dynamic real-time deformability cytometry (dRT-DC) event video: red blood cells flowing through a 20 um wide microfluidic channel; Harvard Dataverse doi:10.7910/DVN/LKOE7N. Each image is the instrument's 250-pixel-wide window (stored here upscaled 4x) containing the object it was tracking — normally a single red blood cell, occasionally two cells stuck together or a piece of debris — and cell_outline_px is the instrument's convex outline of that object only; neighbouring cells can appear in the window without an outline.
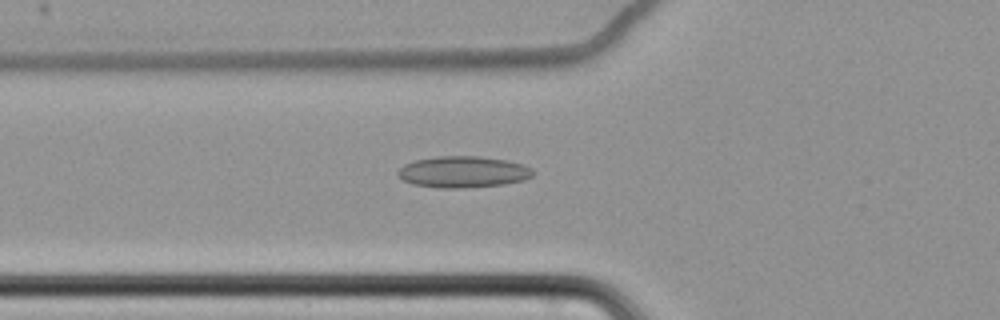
{"species": "common noctule bat (a hibernating species)", "species_latin": "Nyctalus noctula", "temperature_condition": "cold", "stored_images_in_passage": 58, "camera_frame_rate_fps": 3000, "um_per_image_px": 0.085, "animal": {"sex": "female", "body_mass_g": 22.7, "forearm_length_mm": 54.2}, "frame": {"image": 1, "passage_image": 21, "time_ms": 6.667, "image_size_px": [1000, 320], "cell_outline_px": [[536, 172], [532, 176], [524, 180], [504, 184], [464, 188], [440, 188], [412, 184], [396, 176], [396, 172], [404, 164], [416, 160], [436, 156], [480, 156], [508, 160], [532, 168]], "centroid_in_image_um": [39.36, 14.61], "position_along_channel_um": 86.4, "area_um2": 24.91}}
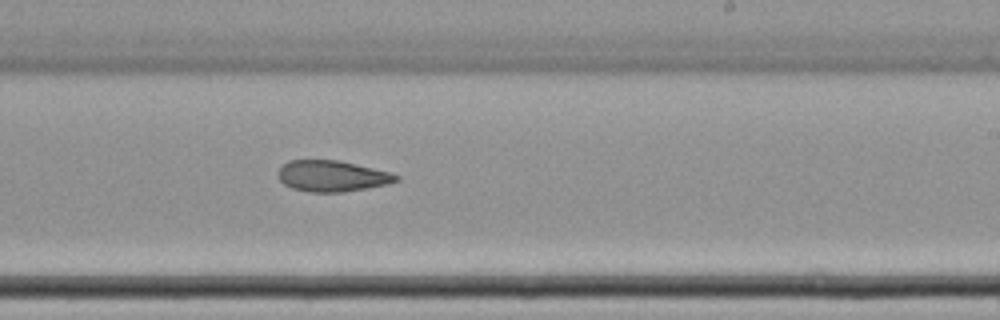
{"frame": {"image": 2, "passage_image": 36, "time_ms": 11.667, "image_size_px": [1000, 320], "cell_outline_px": [[400, 180], [388, 184], [344, 192], [308, 192], [292, 188], [284, 184], [280, 180], [280, 168], [288, 160], [340, 160], [392, 172], [400, 176]], "centroid_in_image_um": [28.29, 14.96], "position_along_channel_um": 260.7, "area_um2": 21.44}}
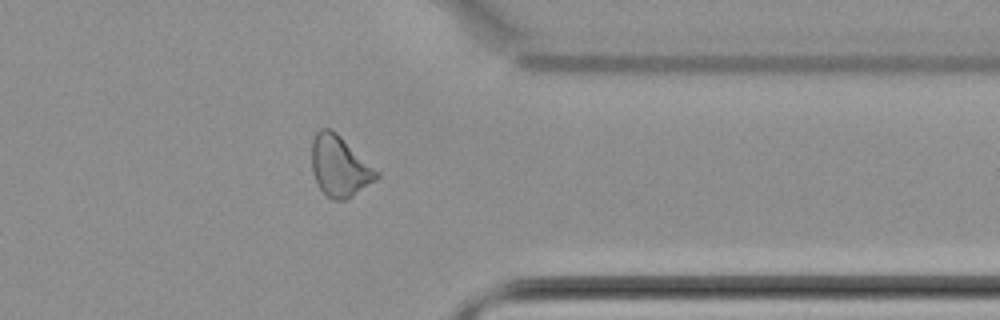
{"frame": {"image": 3, "passage_image": 47, "time_ms": 15.333, "image_size_px": [1000, 320], "cell_outline_px": [[380, 176], [376, 180], [352, 196], [344, 200], [332, 200], [320, 188], [312, 172], [312, 136], [320, 128], [332, 128], [380, 172]], "centroid_in_image_um": [28.87, 14.1], "position_along_channel_um": 382.5, "area_um2": 23.0}}